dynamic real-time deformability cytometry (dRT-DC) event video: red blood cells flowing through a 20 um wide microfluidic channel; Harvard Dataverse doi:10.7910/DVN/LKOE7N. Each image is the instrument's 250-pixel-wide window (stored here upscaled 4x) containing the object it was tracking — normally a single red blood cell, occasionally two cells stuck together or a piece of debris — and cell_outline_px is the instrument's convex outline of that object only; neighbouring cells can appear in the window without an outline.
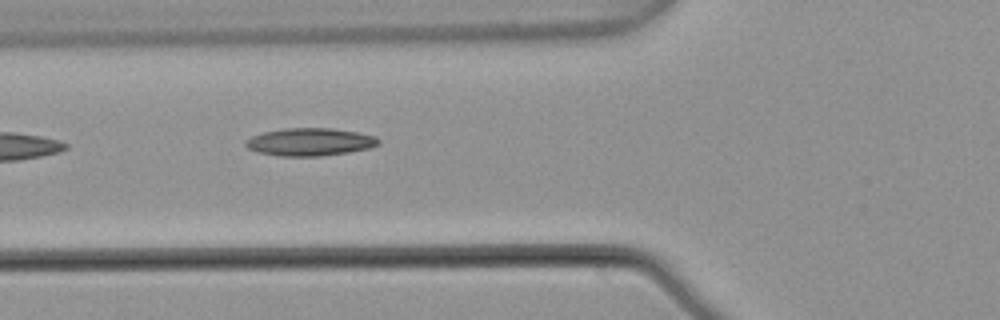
{"species": "common noctule bat (a hibernating species)", "species_latin": "Nyctalus noctula", "temperature_condition": "warm", "stored_images_in_passage": 6, "camera_frame_rate_fps": 3000, "um_per_image_px": 0.085, "animal": {"sex": "male", "body_mass_g": 21.5, "forearm_length_mm": 52.0}, "frame": {"image": 1, "passage_image": 6, "time_ms": 1.667, "image_size_px": [1000, 320], "cell_outline_px": [[380, 144], [368, 148], [348, 152], [320, 156], [280, 156], [260, 152], [248, 148], [244, 144], [244, 140], [252, 136], [264, 132], [284, 128], [332, 128], [360, 132], [376, 136], [380, 140]], "centroid_in_image_um": [26.36, 12.05], "position_along_channel_um": 99.4, "area_um2": 21.5}}